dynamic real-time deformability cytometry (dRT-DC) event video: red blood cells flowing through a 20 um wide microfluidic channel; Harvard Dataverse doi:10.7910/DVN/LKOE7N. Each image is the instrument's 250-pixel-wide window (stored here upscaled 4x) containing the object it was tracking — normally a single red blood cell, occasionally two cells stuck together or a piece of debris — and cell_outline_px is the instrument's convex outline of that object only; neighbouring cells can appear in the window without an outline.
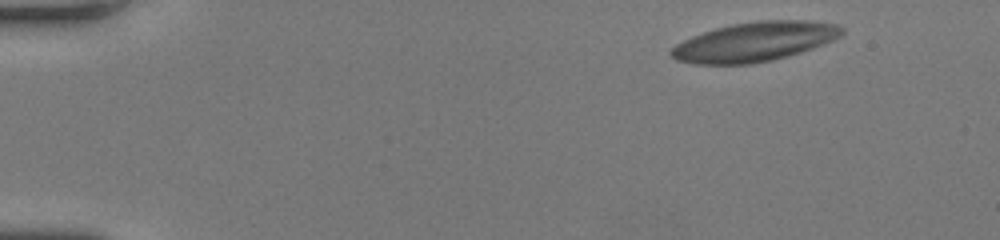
{"species": "human", "species_latin": "Homo sapiens", "temperature_condition": "room temperature", "stored_images_in_passage": 46, "camera_frame_rate_fps": 3000, "um_per_image_px": 0.085, "donor": {"sex": "female"}, "frame": {"image": 1, "passage_image": 1, "time_ms": 0.0, "image_size_px": [1000, 240], "cell_outline_px": [[844, 32], [840, 36], [832, 40], [812, 48], [800, 52], [772, 60], [752, 64], [696, 64], [676, 60], [668, 52], [676, 44], [692, 36], [716, 28], [732, 24], [760, 20], [804, 20], [836, 24], [844, 28]], "centroid_in_image_um": [64.13, 3.55], "position_along_channel_um": 20.9, "area_um2": 38.9}}
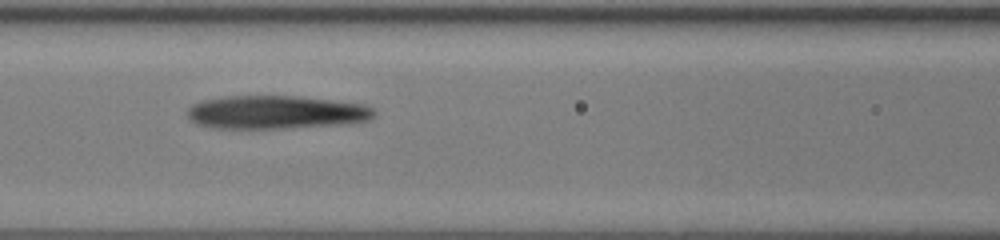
{"frame": {"image": 2, "passage_image": 19, "time_ms": 6.0, "image_size_px": [1000, 240], "cell_outline_px": [[376, 116], [368, 120], [352, 124], [284, 128], [216, 128], [196, 124], [188, 116], [188, 108], [192, 104], [204, 100], [228, 96], [296, 96], [364, 104], [372, 108], [376, 112]], "centroid_in_image_um": [23.51, 9.55], "position_along_channel_um": 143.1, "area_um2": 36.36}}
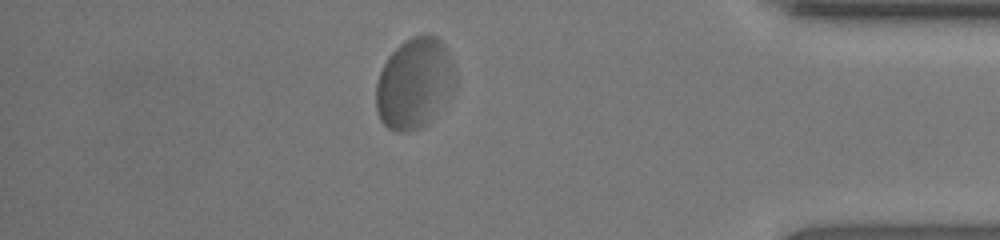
{"frame": {"image": 3, "passage_image": 40, "time_ms": 13.0, "image_size_px": [1000, 240], "cell_outline_px": [[456, 88], [428, 124], [420, 128], [404, 132], [396, 132], [388, 128], [380, 120], [376, 108], [376, 84], [380, 72], [388, 56], [404, 40], [412, 36], [424, 32], [428, 32], [436, 36], [444, 44], [456, 72]], "centroid_in_image_um": [35.24, 7.06], "position_along_channel_um": 400.0, "area_um2": 42.48}}